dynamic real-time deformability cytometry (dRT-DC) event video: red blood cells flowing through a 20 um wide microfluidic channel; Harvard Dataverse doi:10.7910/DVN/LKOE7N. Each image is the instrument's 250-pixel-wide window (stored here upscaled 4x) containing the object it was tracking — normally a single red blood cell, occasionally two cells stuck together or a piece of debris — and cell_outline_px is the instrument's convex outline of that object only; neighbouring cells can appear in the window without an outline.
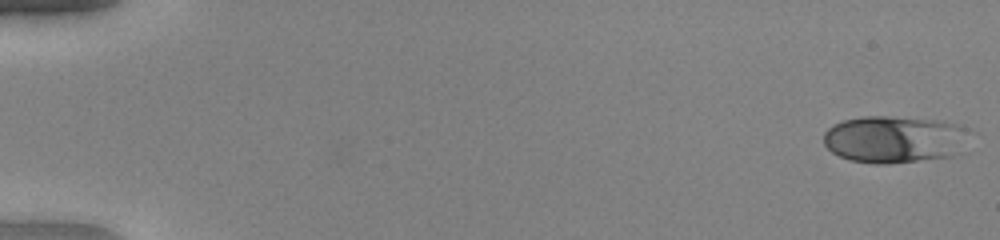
{"species": "human", "species_latin": "Homo sapiens", "temperature_condition": "warm", "stored_images_in_passage": 51, "camera_frame_rate_fps": 3000, "um_per_image_px": 0.085, "donor": {"sex": "female"}, "frame": {"image": 1, "passage_image": 1, "time_ms": 0.0, "image_size_px": [1000, 240], "cell_outline_px": [[964, 128], [956, 152], [952, 156], [888, 164], [876, 164], [852, 160], [840, 156], [832, 152], [824, 144], [824, 132], [832, 124], [844, 120], [864, 116], [888, 116], [944, 120], [956, 124]], "centroid_in_image_um": [75.88, 11.83], "position_along_channel_um": 9.1, "area_um2": 39.25}}
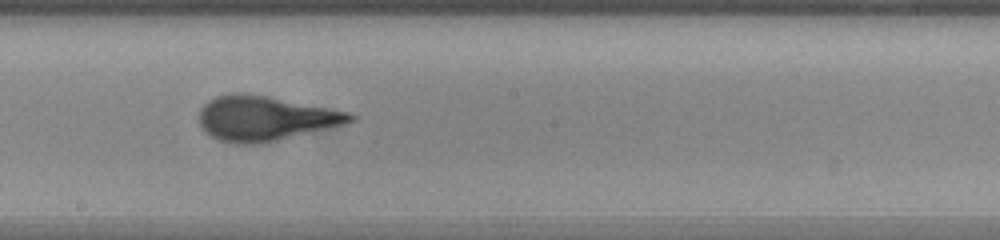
{"frame": {"image": 2, "passage_image": 30, "time_ms": 9.667, "image_size_px": [1000, 240], "cell_outline_px": [[356, 120], [344, 124], [276, 140], [252, 144], [236, 144], [220, 140], [204, 132], [200, 124], [200, 108], [208, 100], [216, 96], [232, 92], [244, 92], [268, 96], [352, 112], [356, 116]], "centroid_in_image_um": [22.52, 10.03], "position_along_channel_um": 225.7, "area_um2": 39.3}}
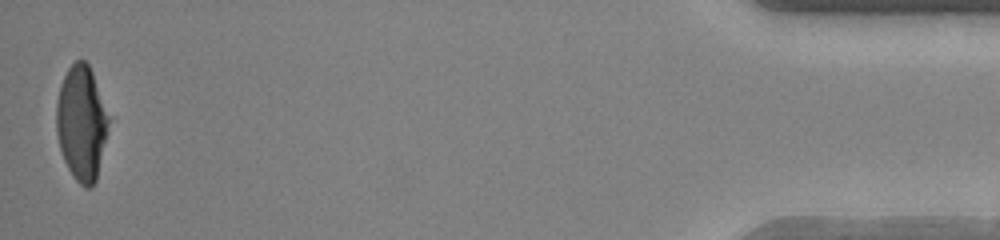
{"frame": {"image": 3, "passage_image": 51, "time_ms": 16.667, "image_size_px": [1000, 240], "cell_outline_px": [[112, 116], [96, 180], [92, 188], [84, 188], [72, 176], [64, 160], [60, 148], [56, 132], [56, 104], [60, 84], [68, 68], [76, 60], [84, 60], [88, 64], [92, 72]], "centroid_in_image_um": [6.96, 10.45], "position_along_channel_um": 428.2, "area_um2": 35.66}, "authors_computed_cell_mechanics": {"area_um2": 38.148, "velocity_mm_per_s": 4.0614, "shape_relaxation_time_tau1_ms": 5.0002, "shape_relaxation_time_tau2_ms": null, "deformation_change_tau1": 0.2439, "deformation_change_tau2": null}}